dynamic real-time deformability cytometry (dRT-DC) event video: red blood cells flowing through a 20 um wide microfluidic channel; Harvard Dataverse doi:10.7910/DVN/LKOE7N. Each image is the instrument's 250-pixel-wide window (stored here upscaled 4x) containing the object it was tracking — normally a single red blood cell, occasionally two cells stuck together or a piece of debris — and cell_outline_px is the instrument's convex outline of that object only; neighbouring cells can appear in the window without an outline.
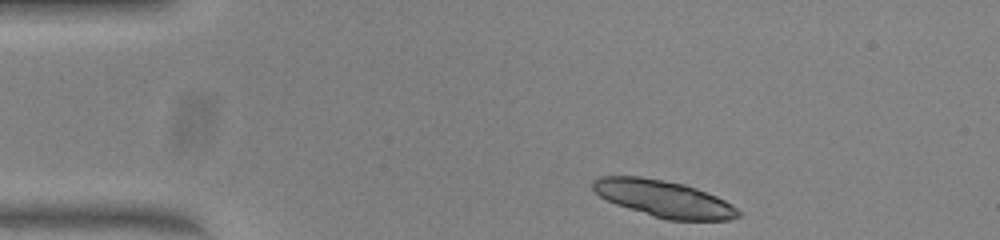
{"species": "common noctule bat (a hibernating species)", "species_latin": "Nyctalus noctula", "temperature_condition": "warm", "stored_images_in_passage": 43, "camera_frame_rate_fps": 3000, "um_per_image_px": 0.085, "animal": {"sex": "female", "body_mass_g": 23.0, "forearm_length_mm": 53.4}, "frame": {"image": 1, "passage_image": 1, "time_ms": 0.0, "image_size_px": [1000, 240], "cell_outline_px": [[740, 216], [728, 220], [668, 220], [652, 216], [616, 204], [600, 196], [592, 188], [592, 180], [600, 176], [640, 176], [664, 180], [684, 184], [696, 188], [716, 196], [732, 204], [740, 212]], "centroid_in_image_um": [56.41, 16.88], "position_along_channel_um": 28.6, "area_um2": 30.98}, "authors_computed_cell_mechanics": {"area_um2": 20.5768, "velocity_mm_per_s": 3.9773, "shape_relaxation_time_tau1_ms": 0.2141, "shape_relaxation_time_tau2_ms": null, "deformation_change_tau1": 0.2243, "deformation_change_tau2": null}}